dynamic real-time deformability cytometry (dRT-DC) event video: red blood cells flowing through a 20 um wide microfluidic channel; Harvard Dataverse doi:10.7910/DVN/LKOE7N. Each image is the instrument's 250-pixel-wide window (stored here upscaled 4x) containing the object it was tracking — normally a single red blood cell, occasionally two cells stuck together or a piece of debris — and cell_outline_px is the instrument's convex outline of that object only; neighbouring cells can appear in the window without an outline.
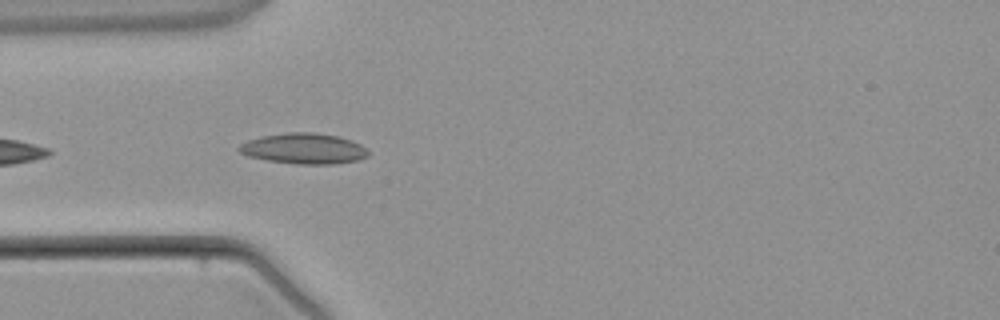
{"species": "common noctule bat (a hibernating species)", "species_latin": "Nyctalus noctula", "temperature_condition": "warm", "stored_images_in_passage": 3, "camera_frame_rate_fps": 3000, "um_per_image_px": 0.085, "animal": {"sex": "male", "body_mass_g": 21.5, "forearm_length_mm": 52.0}, "frame": {"image": 1, "passage_image": 3, "time_ms": 2.667, "image_size_px": [1000, 320], "cell_outline_px": [[368, 156], [360, 160], [332, 164], [296, 164], [268, 160], [248, 156], [240, 152], [236, 148], [240, 144], [248, 140], [260, 136], [288, 132], [312, 132], [340, 136], [352, 140], [360, 144], [368, 152]], "centroid_in_image_um": [25.82, 12.62], "position_along_channel_um": 59.2, "area_um2": 23.18}}